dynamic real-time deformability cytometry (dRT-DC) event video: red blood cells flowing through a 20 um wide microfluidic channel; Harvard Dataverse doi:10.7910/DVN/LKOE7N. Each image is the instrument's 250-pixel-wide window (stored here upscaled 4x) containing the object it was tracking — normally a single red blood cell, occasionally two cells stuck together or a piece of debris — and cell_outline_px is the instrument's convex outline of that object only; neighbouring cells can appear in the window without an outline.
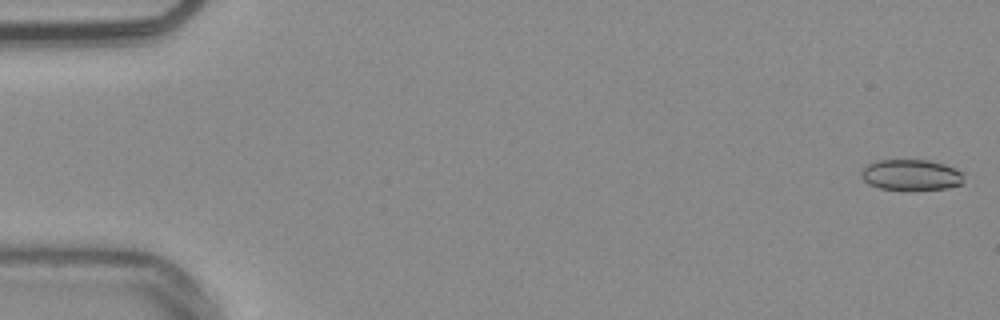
{"species": "common noctule bat (a hibernating species)", "species_latin": "Nyctalus noctula", "temperature_condition": "warm", "stored_images_in_passage": 53, "camera_frame_rate_fps": 3000, "um_per_image_px": 0.085, "animal": {"sex": "male", "body_mass_g": 20.4}, "frame": {"image": 1, "passage_image": 1, "time_ms": 0.0, "image_size_px": [1000, 320], "cell_outline_px": [[964, 184], [948, 188], [880, 188], [868, 184], [860, 176], [860, 172], [868, 164], [876, 160], [928, 160], [944, 164], [956, 168], [964, 172]], "centroid_in_image_um": [77.48, 14.84], "position_along_channel_um": 7.5, "area_um2": 18.26}}
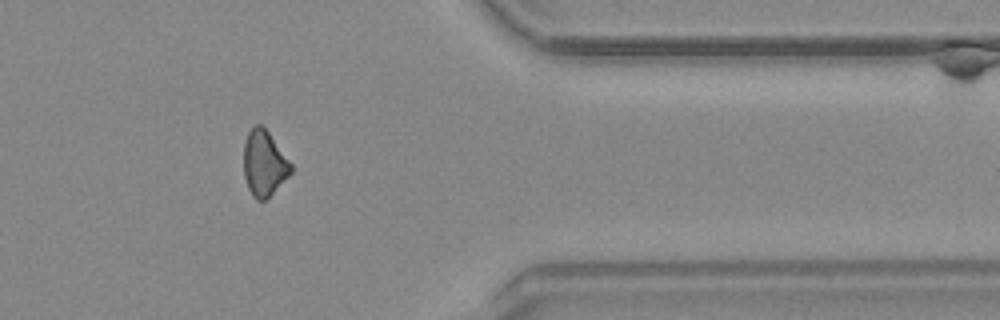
{"frame": {"image": 2, "passage_image": 44, "time_ms": 14.333, "image_size_px": [1000, 320], "cell_outline_px": [[292, 172], [264, 200], [256, 200], [252, 196], [248, 188], [244, 176], [244, 144], [248, 132], [256, 124], [260, 124], [268, 132], [292, 164]], "centroid_in_image_um": [22.43, 13.88], "position_along_channel_um": 389.0, "area_um2": 17.69}}
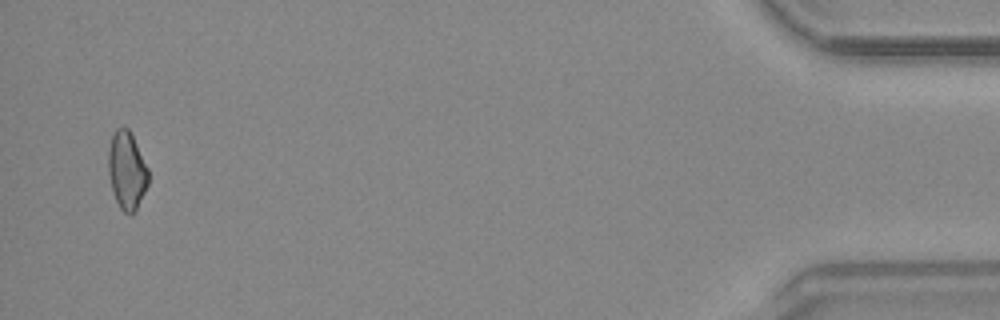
{"frame": {"image": 3, "passage_image": 52, "time_ms": 17.0, "image_size_px": [1000, 320], "cell_outline_px": [[148, 184], [132, 216], [128, 216], [120, 208], [116, 200], [112, 188], [108, 172], [108, 148], [112, 136], [116, 128], [128, 128], [148, 168]], "centroid_in_image_um": [10.77, 14.51], "position_along_channel_um": 424.4, "area_um2": 17.92}, "authors_computed_cell_mechanics": {"area_um2": 18.6116, "velocity_mm_per_s": 3.8443, "shape_relaxation_time_tau1_ms": null, "shape_relaxation_time_tau2_ms": 2.5265, "deformation_change_tau1": null, "deformation_change_tau2": 0.0951}}